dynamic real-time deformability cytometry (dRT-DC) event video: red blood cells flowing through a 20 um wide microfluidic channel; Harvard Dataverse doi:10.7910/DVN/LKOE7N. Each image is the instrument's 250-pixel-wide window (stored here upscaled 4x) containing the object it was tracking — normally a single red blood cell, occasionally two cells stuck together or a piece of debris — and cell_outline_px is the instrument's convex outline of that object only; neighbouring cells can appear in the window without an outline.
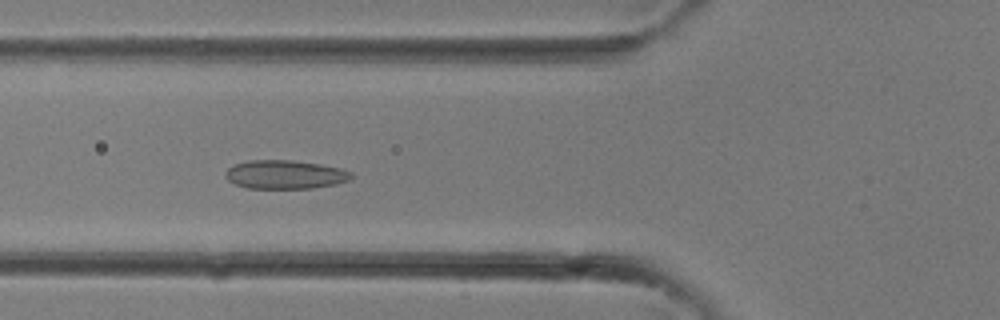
{"species": "common noctule bat (a hibernating species)", "species_latin": "Nyctalus noctula", "temperature_condition": "room temperature", "stored_images_in_passage": 33, "camera_frame_rate_fps": 3000, "um_per_image_px": 0.085, "animal": {"sex": "female"}, "frame": {"image": 1, "passage_image": 12, "time_ms": 3.667, "image_size_px": [1000, 320], "cell_outline_px": [[352, 176], [348, 180], [336, 184], [312, 188], [248, 188], [236, 184], [228, 180], [224, 176], [224, 172], [232, 164], [248, 160], [292, 160], [320, 164], [340, 168], [352, 172]], "centroid_in_image_um": [24.19, 14.82], "position_along_channel_um": 101.6, "area_um2": 21.1}}
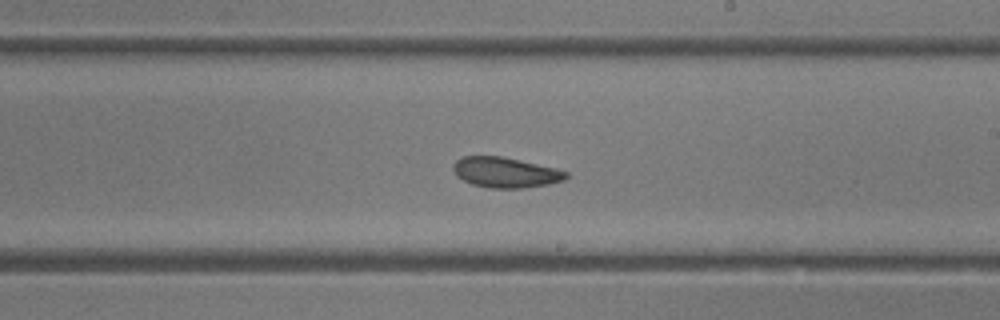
{"frame": {"image": 2, "passage_image": 19, "time_ms": 6.0, "image_size_px": [1000, 320], "cell_outline_px": [[568, 176], [564, 180], [548, 184], [520, 188], [488, 188], [472, 184], [456, 176], [452, 168], [452, 164], [456, 160], [464, 156], [500, 156], [556, 168], [568, 172]], "centroid_in_image_um": [42.93, 14.65], "position_along_channel_um": 246.1, "area_um2": 19.88}}
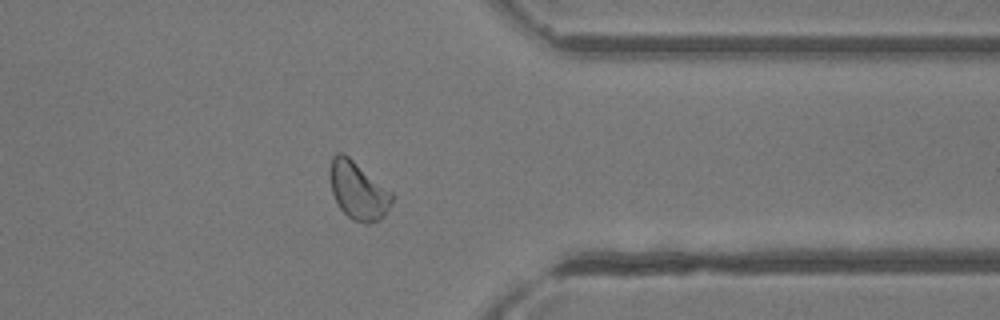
{"frame": {"image": 3, "passage_image": 26, "time_ms": 8.333, "image_size_px": [1000, 320], "cell_outline_px": [[392, 200], [384, 216], [380, 220], [368, 224], [364, 224], [352, 220], [340, 208], [332, 192], [328, 176], [332, 156], [336, 152], [344, 152], [392, 192]], "centroid_in_image_um": [30.41, 16.18], "position_along_channel_um": 381.0, "area_um2": 21.04}}